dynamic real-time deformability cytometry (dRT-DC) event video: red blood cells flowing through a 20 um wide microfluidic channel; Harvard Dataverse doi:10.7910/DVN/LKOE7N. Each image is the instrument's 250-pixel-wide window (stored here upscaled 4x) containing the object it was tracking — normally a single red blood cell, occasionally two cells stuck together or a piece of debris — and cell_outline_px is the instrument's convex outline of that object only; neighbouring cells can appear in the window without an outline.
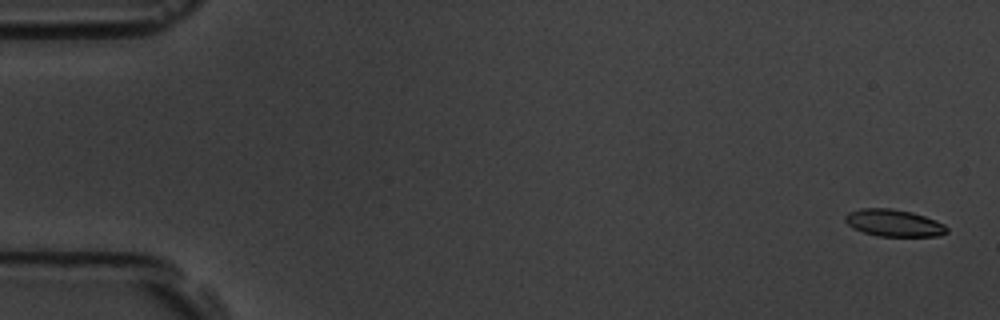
{"species": "common noctule bat (a hibernating species)", "species_latin": "Nyctalus noctula", "temperature_condition": "room temperature", "stored_images_in_passage": 6, "segment_of_instrument_passage": [1, 2], "camera_frame_rate_fps": 3000, "um_per_image_px": 0.085, "animal": {"sex": "male", "body_mass_g": 19.5, "forearm_length_mm": 54.6}, "frame": {"image": 1, "passage_image": 1, "time_ms": 0.0, "image_size_px": [1000, 320], "cell_outline_px": [[948, 232], [940, 236], [876, 236], [852, 228], [844, 220], [844, 216], [848, 212], [860, 208], [892, 208], [912, 212], [936, 220], [944, 224], [948, 228]], "centroid_in_image_um": [75.97, 18.95], "position_along_channel_um": 9.0, "area_um2": 16.18}}